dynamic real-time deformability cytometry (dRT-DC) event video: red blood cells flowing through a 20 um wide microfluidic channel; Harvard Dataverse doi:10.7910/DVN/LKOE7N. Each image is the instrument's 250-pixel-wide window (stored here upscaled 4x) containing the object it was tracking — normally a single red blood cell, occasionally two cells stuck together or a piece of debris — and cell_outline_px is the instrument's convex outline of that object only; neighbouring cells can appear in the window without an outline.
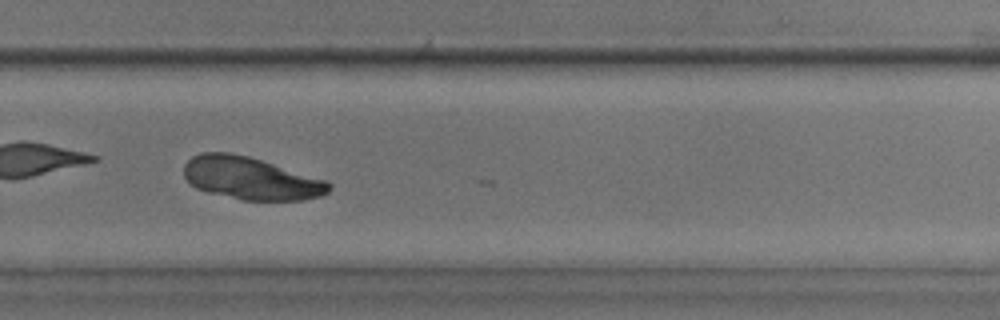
{"species": "common noctule bat (a hibernating species)", "species_latin": "Nyctalus noctula", "temperature_condition": "room temperature", "stored_images_in_passage": 44, "camera_frame_rate_fps": 3000, "um_per_image_px": 0.085, "animal": {"sex": "male", "body_mass_g": 17.9, "forearm_length_mm": 54.2}, "frame": {"image": 1, "passage_image": 37, "time_ms": 12.0, "image_size_px": [1000, 320], "cell_outline_px": [[332, 188], [324, 196], [304, 200], [244, 200], [208, 192], [196, 188], [184, 176], [184, 164], [192, 156], [200, 152], [232, 152], [248, 156], [328, 180], [332, 184]], "centroid_in_image_um": [21.36, 15.15], "position_along_channel_um": 308.4, "area_um2": 36.18}}